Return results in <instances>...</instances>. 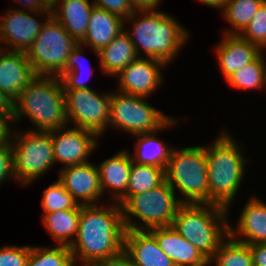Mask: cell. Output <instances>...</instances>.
Wrapping results in <instances>:
<instances>
[{"instance_id": "6da1fadb", "label": "cell", "mask_w": 266, "mask_h": 266, "mask_svg": "<svg viewBox=\"0 0 266 266\" xmlns=\"http://www.w3.org/2000/svg\"><path fill=\"white\" fill-rule=\"evenodd\" d=\"M125 231L122 208L117 202L81 205L78 232L69 247L75 266H91L120 253Z\"/></svg>"}, {"instance_id": "7a4b0ae2", "label": "cell", "mask_w": 266, "mask_h": 266, "mask_svg": "<svg viewBox=\"0 0 266 266\" xmlns=\"http://www.w3.org/2000/svg\"><path fill=\"white\" fill-rule=\"evenodd\" d=\"M126 22L131 23L130 28ZM124 26L139 58L157 59L167 65L178 57L180 49L189 41L188 29L175 17L160 10L135 11L124 19Z\"/></svg>"}, {"instance_id": "3957f363", "label": "cell", "mask_w": 266, "mask_h": 266, "mask_svg": "<svg viewBox=\"0 0 266 266\" xmlns=\"http://www.w3.org/2000/svg\"><path fill=\"white\" fill-rule=\"evenodd\" d=\"M232 134L222 131L205 145L208 167L209 204L230 209L245 175L247 159L242 145Z\"/></svg>"}, {"instance_id": "277c9868", "label": "cell", "mask_w": 266, "mask_h": 266, "mask_svg": "<svg viewBox=\"0 0 266 266\" xmlns=\"http://www.w3.org/2000/svg\"><path fill=\"white\" fill-rule=\"evenodd\" d=\"M30 130L50 132L68 126L63 84L57 76L36 75L13 101V125L24 119Z\"/></svg>"}, {"instance_id": "5b68a950", "label": "cell", "mask_w": 266, "mask_h": 266, "mask_svg": "<svg viewBox=\"0 0 266 266\" xmlns=\"http://www.w3.org/2000/svg\"><path fill=\"white\" fill-rule=\"evenodd\" d=\"M229 211L215 204H182L171 226L210 260L229 235Z\"/></svg>"}, {"instance_id": "8992f818", "label": "cell", "mask_w": 266, "mask_h": 266, "mask_svg": "<svg viewBox=\"0 0 266 266\" xmlns=\"http://www.w3.org/2000/svg\"><path fill=\"white\" fill-rule=\"evenodd\" d=\"M165 176L175 193L180 192L182 204H209L205 146L174 147Z\"/></svg>"}, {"instance_id": "52a82bcc", "label": "cell", "mask_w": 266, "mask_h": 266, "mask_svg": "<svg viewBox=\"0 0 266 266\" xmlns=\"http://www.w3.org/2000/svg\"><path fill=\"white\" fill-rule=\"evenodd\" d=\"M176 196L175 191L166 181L147 192L129 196L121 204L125 229L149 230L171 226L182 205L179 197ZM136 218L139 221H136Z\"/></svg>"}, {"instance_id": "ba28073f", "label": "cell", "mask_w": 266, "mask_h": 266, "mask_svg": "<svg viewBox=\"0 0 266 266\" xmlns=\"http://www.w3.org/2000/svg\"><path fill=\"white\" fill-rule=\"evenodd\" d=\"M12 129L9 140L15 178L19 186L25 187L44 176L55 164L51 132Z\"/></svg>"}, {"instance_id": "9c48e42d", "label": "cell", "mask_w": 266, "mask_h": 266, "mask_svg": "<svg viewBox=\"0 0 266 266\" xmlns=\"http://www.w3.org/2000/svg\"><path fill=\"white\" fill-rule=\"evenodd\" d=\"M44 20L41 31L26 51L27 59L36 75L59 77L78 42L52 15Z\"/></svg>"}, {"instance_id": "30bf717a", "label": "cell", "mask_w": 266, "mask_h": 266, "mask_svg": "<svg viewBox=\"0 0 266 266\" xmlns=\"http://www.w3.org/2000/svg\"><path fill=\"white\" fill-rule=\"evenodd\" d=\"M148 97L111 92L108 129L139 135L161 129L172 116L149 104Z\"/></svg>"}, {"instance_id": "8fae6325", "label": "cell", "mask_w": 266, "mask_h": 266, "mask_svg": "<svg viewBox=\"0 0 266 266\" xmlns=\"http://www.w3.org/2000/svg\"><path fill=\"white\" fill-rule=\"evenodd\" d=\"M63 90L68 125L92 131L102 138L109 124L111 91L98 94L92 88Z\"/></svg>"}, {"instance_id": "7c38bea8", "label": "cell", "mask_w": 266, "mask_h": 266, "mask_svg": "<svg viewBox=\"0 0 266 266\" xmlns=\"http://www.w3.org/2000/svg\"><path fill=\"white\" fill-rule=\"evenodd\" d=\"M7 10L0 17V46L5 45L0 48L26 53L41 31L43 18L48 19L51 11L27 12L13 7Z\"/></svg>"}, {"instance_id": "4fadbf2b", "label": "cell", "mask_w": 266, "mask_h": 266, "mask_svg": "<svg viewBox=\"0 0 266 266\" xmlns=\"http://www.w3.org/2000/svg\"><path fill=\"white\" fill-rule=\"evenodd\" d=\"M55 164L64 167L90 162L89 156L98 147V135L92 131L67 126L50 131Z\"/></svg>"}, {"instance_id": "5bb4252c", "label": "cell", "mask_w": 266, "mask_h": 266, "mask_svg": "<svg viewBox=\"0 0 266 266\" xmlns=\"http://www.w3.org/2000/svg\"><path fill=\"white\" fill-rule=\"evenodd\" d=\"M167 64L152 58H138L129 63L116 77L122 93L143 97L152 94L164 84L163 69Z\"/></svg>"}, {"instance_id": "9a60e30c", "label": "cell", "mask_w": 266, "mask_h": 266, "mask_svg": "<svg viewBox=\"0 0 266 266\" xmlns=\"http://www.w3.org/2000/svg\"><path fill=\"white\" fill-rule=\"evenodd\" d=\"M58 173V180L79 205H96L104 198L96 164L87 162L66 166Z\"/></svg>"}, {"instance_id": "2e32d148", "label": "cell", "mask_w": 266, "mask_h": 266, "mask_svg": "<svg viewBox=\"0 0 266 266\" xmlns=\"http://www.w3.org/2000/svg\"><path fill=\"white\" fill-rule=\"evenodd\" d=\"M35 77L36 73L25 52L0 48V90L13 101Z\"/></svg>"}, {"instance_id": "e0dca14e", "label": "cell", "mask_w": 266, "mask_h": 266, "mask_svg": "<svg viewBox=\"0 0 266 266\" xmlns=\"http://www.w3.org/2000/svg\"><path fill=\"white\" fill-rule=\"evenodd\" d=\"M215 48L217 63L225 80L263 52L239 34H224Z\"/></svg>"}, {"instance_id": "ac0fdd59", "label": "cell", "mask_w": 266, "mask_h": 266, "mask_svg": "<svg viewBox=\"0 0 266 266\" xmlns=\"http://www.w3.org/2000/svg\"><path fill=\"white\" fill-rule=\"evenodd\" d=\"M148 231L176 266H209V260L172 226L155 227Z\"/></svg>"}, {"instance_id": "d6986e66", "label": "cell", "mask_w": 266, "mask_h": 266, "mask_svg": "<svg viewBox=\"0 0 266 266\" xmlns=\"http://www.w3.org/2000/svg\"><path fill=\"white\" fill-rule=\"evenodd\" d=\"M241 211L237 226L229 223V235L248 245L266 242V202L255 194Z\"/></svg>"}, {"instance_id": "ffe728a7", "label": "cell", "mask_w": 266, "mask_h": 266, "mask_svg": "<svg viewBox=\"0 0 266 266\" xmlns=\"http://www.w3.org/2000/svg\"><path fill=\"white\" fill-rule=\"evenodd\" d=\"M132 162L129 150L123 149L96 164L103 195L109 191V196H112L108 201L111 199V202H118L126 194Z\"/></svg>"}, {"instance_id": "44dd1931", "label": "cell", "mask_w": 266, "mask_h": 266, "mask_svg": "<svg viewBox=\"0 0 266 266\" xmlns=\"http://www.w3.org/2000/svg\"><path fill=\"white\" fill-rule=\"evenodd\" d=\"M123 249L134 266H176L148 230H126Z\"/></svg>"}, {"instance_id": "7402d4cb", "label": "cell", "mask_w": 266, "mask_h": 266, "mask_svg": "<svg viewBox=\"0 0 266 266\" xmlns=\"http://www.w3.org/2000/svg\"><path fill=\"white\" fill-rule=\"evenodd\" d=\"M124 27L122 17L94 6L90 13L85 37L80 44L85 48L90 47L95 56H98V52L124 30Z\"/></svg>"}, {"instance_id": "603a6c76", "label": "cell", "mask_w": 266, "mask_h": 266, "mask_svg": "<svg viewBox=\"0 0 266 266\" xmlns=\"http://www.w3.org/2000/svg\"><path fill=\"white\" fill-rule=\"evenodd\" d=\"M178 122L177 118L172 117L159 130L134 135L133 137L137 138V142L135 143L134 154L130 152L132 161L138 164L153 165L166 170L174 146L171 147L169 144H165V142L157 137V134L171 127L174 128Z\"/></svg>"}, {"instance_id": "cb8c5ba5", "label": "cell", "mask_w": 266, "mask_h": 266, "mask_svg": "<svg viewBox=\"0 0 266 266\" xmlns=\"http://www.w3.org/2000/svg\"><path fill=\"white\" fill-rule=\"evenodd\" d=\"M94 6L89 0H53L51 15L80 43L85 37Z\"/></svg>"}, {"instance_id": "d4e9b609", "label": "cell", "mask_w": 266, "mask_h": 266, "mask_svg": "<svg viewBox=\"0 0 266 266\" xmlns=\"http://www.w3.org/2000/svg\"><path fill=\"white\" fill-rule=\"evenodd\" d=\"M100 69L109 77H116L129 63L139 58L128 33L122 30L106 47L98 52Z\"/></svg>"}, {"instance_id": "484cf974", "label": "cell", "mask_w": 266, "mask_h": 266, "mask_svg": "<svg viewBox=\"0 0 266 266\" xmlns=\"http://www.w3.org/2000/svg\"><path fill=\"white\" fill-rule=\"evenodd\" d=\"M80 210L81 205L75 209L43 213V226L56 245L71 246L78 232Z\"/></svg>"}, {"instance_id": "4316f807", "label": "cell", "mask_w": 266, "mask_h": 266, "mask_svg": "<svg viewBox=\"0 0 266 266\" xmlns=\"http://www.w3.org/2000/svg\"><path fill=\"white\" fill-rule=\"evenodd\" d=\"M165 181V169L132 162L127 192L117 203L121 205L129 196L147 192Z\"/></svg>"}, {"instance_id": "83f0119b", "label": "cell", "mask_w": 266, "mask_h": 266, "mask_svg": "<svg viewBox=\"0 0 266 266\" xmlns=\"http://www.w3.org/2000/svg\"><path fill=\"white\" fill-rule=\"evenodd\" d=\"M262 52L254 61L236 70L226 82L238 90H266V56Z\"/></svg>"}, {"instance_id": "f1b7e54d", "label": "cell", "mask_w": 266, "mask_h": 266, "mask_svg": "<svg viewBox=\"0 0 266 266\" xmlns=\"http://www.w3.org/2000/svg\"><path fill=\"white\" fill-rule=\"evenodd\" d=\"M265 0H227L223 18L230 24L223 34H240Z\"/></svg>"}, {"instance_id": "f546056e", "label": "cell", "mask_w": 266, "mask_h": 266, "mask_svg": "<svg viewBox=\"0 0 266 266\" xmlns=\"http://www.w3.org/2000/svg\"><path fill=\"white\" fill-rule=\"evenodd\" d=\"M211 265L253 266V258L248 244L239 242L228 235L209 260V266Z\"/></svg>"}, {"instance_id": "4dcf8cb0", "label": "cell", "mask_w": 266, "mask_h": 266, "mask_svg": "<svg viewBox=\"0 0 266 266\" xmlns=\"http://www.w3.org/2000/svg\"><path fill=\"white\" fill-rule=\"evenodd\" d=\"M26 266H75L70 248L65 245L30 246Z\"/></svg>"}, {"instance_id": "1f68e13d", "label": "cell", "mask_w": 266, "mask_h": 266, "mask_svg": "<svg viewBox=\"0 0 266 266\" xmlns=\"http://www.w3.org/2000/svg\"><path fill=\"white\" fill-rule=\"evenodd\" d=\"M83 47L84 46L82 44L78 43L68 56V60L66 63V67L64 68V72L59 76L63 84V89L90 88L88 86L89 84H86V81H87L86 78H88L89 76H87L86 78L84 77L85 76L84 72L86 71L87 65L86 63L84 64L83 62L84 61ZM83 64L86 65V67ZM88 75H91V74H88Z\"/></svg>"}, {"instance_id": "d6a6232c", "label": "cell", "mask_w": 266, "mask_h": 266, "mask_svg": "<svg viewBox=\"0 0 266 266\" xmlns=\"http://www.w3.org/2000/svg\"><path fill=\"white\" fill-rule=\"evenodd\" d=\"M41 206L44 213H52L61 210L75 209L79 206L74 197L65 189L59 181H53L42 195Z\"/></svg>"}, {"instance_id": "836d02e7", "label": "cell", "mask_w": 266, "mask_h": 266, "mask_svg": "<svg viewBox=\"0 0 266 266\" xmlns=\"http://www.w3.org/2000/svg\"><path fill=\"white\" fill-rule=\"evenodd\" d=\"M239 35L258 46L262 51L266 49V1L262 3L256 14Z\"/></svg>"}, {"instance_id": "e575fe53", "label": "cell", "mask_w": 266, "mask_h": 266, "mask_svg": "<svg viewBox=\"0 0 266 266\" xmlns=\"http://www.w3.org/2000/svg\"><path fill=\"white\" fill-rule=\"evenodd\" d=\"M30 246L5 244L0 248V266H26Z\"/></svg>"}, {"instance_id": "d590c367", "label": "cell", "mask_w": 266, "mask_h": 266, "mask_svg": "<svg viewBox=\"0 0 266 266\" xmlns=\"http://www.w3.org/2000/svg\"><path fill=\"white\" fill-rule=\"evenodd\" d=\"M15 178L13 152L11 148L10 140L0 145V185L6 182L8 179Z\"/></svg>"}, {"instance_id": "8d00e7d4", "label": "cell", "mask_w": 266, "mask_h": 266, "mask_svg": "<svg viewBox=\"0 0 266 266\" xmlns=\"http://www.w3.org/2000/svg\"><path fill=\"white\" fill-rule=\"evenodd\" d=\"M96 7L105 9L123 19L130 17L135 11L129 0H93Z\"/></svg>"}, {"instance_id": "74e56055", "label": "cell", "mask_w": 266, "mask_h": 266, "mask_svg": "<svg viewBox=\"0 0 266 266\" xmlns=\"http://www.w3.org/2000/svg\"><path fill=\"white\" fill-rule=\"evenodd\" d=\"M15 3L20 4L24 7L16 8L17 10L24 11H33V12H43V11H51L53 7V0H14Z\"/></svg>"}, {"instance_id": "f35d334b", "label": "cell", "mask_w": 266, "mask_h": 266, "mask_svg": "<svg viewBox=\"0 0 266 266\" xmlns=\"http://www.w3.org/2000/svg\"><path fill=\"white\" fill-rule=\"evenodd\" d=\"M91 266H134L124 249L111 257L95 261Z\"/></svg>"}, {"instance_id": "ab89813d", "label": "cell", "mask_w": 266, "mask_h": 266, "mask_svg": "<svg viewBox=\"0 0 266 266\" xmlns=\"http://www.w3.org/2000/svg\"><path fill=\"white\" fill-rule=\"evenodd\" d=\"M248 246L253 258V266H266V242Z\"/></svg>"}, {"instance_id": "60d3db41", "label": "cell", "mask_w": 266, "mask_h": 266, "mask_svg": "<svg viewBox=\"0 0 266 266\" xmlns=\"http://www.w3.org/2000/svg\"><path fill=\"white\" fill-rule=\"evenodd\" d=\"M13 100L0 90V119L12 121Z\"/></svg>"}, {"instance_id": "b9f144b4", "label": "cell", "mask_w": 266, "mask_h": 266, "mask_svg": "<svg viewBox=\"0 0 266 266\" xmlns=\"http://www.w3.org/2000/svg\"><path fill=\"white\" fill-rule=\"evenodd\" d=\"M134 11H157L163 0H129Z\"/></svg>"}, {"instance_id": "7bdbcfd3", "label": "cell", "mask_w": 266, "mask_h": 266, "mask_svg": "<svg viewBox=\"0 0 266 266\" xmlns=\"http://www.w3.org/2000/svg\"><path fill=\"white\" fill-rule=\"evenodd\" d=\"M10 122L12 121H4L0 119V145L5 143L9 139V134L11 130Z\"/></svg>"}, {"instance_id": "ee69618b", "label": "cell", "mask_w": 266, "mask_h": 266, "mask_svg": "<svg viewBox=\"0 0 266 266\" xmlns=\"http://www.w3.org/2000/svg\"><path fill=\"white\" fill-rule=\"evenodd\" d=\"M200 3L206 4L209 7L219 9L220 11L226 5L227 0H198Z\"/></svg>"}]
</instances>
